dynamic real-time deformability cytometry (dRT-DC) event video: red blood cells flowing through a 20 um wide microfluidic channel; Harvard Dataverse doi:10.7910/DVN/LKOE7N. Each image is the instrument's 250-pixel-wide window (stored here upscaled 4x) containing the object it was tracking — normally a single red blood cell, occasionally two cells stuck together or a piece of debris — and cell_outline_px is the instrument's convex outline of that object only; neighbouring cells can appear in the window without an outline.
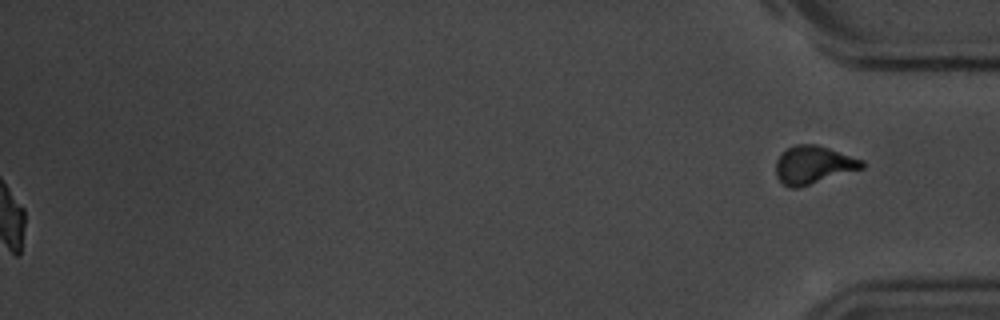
{"species": "common noctule bat (a hibernating species)", "species_latin": "Nyctalus noctula", "temperature_condition": "room temperature", "stored_images_in_passage": 45, "segment_of_instrument_passage": [2, 2], "camera_frame_rate_fps": 3000, "um_per_image_px": 0.085, "animal": {"sex": "male", "body_mass_g": 20.1, "forearm_length_mm": 53.5}, "frame": {"image": 1, "passage_image": 45, "time_ms": 14.667, "image_size_px": [1000, 320], "cell_outline_px": [[864, 168], [796, 188], [788, 188], [776, 176], [776, 160], [788, 148], [796, 144], [816, 144], [864, 160]], "centroid_in_image_um": [69.14, 14.01], "position_along_channel_um": 366.1, "area_um2": 18.79}}